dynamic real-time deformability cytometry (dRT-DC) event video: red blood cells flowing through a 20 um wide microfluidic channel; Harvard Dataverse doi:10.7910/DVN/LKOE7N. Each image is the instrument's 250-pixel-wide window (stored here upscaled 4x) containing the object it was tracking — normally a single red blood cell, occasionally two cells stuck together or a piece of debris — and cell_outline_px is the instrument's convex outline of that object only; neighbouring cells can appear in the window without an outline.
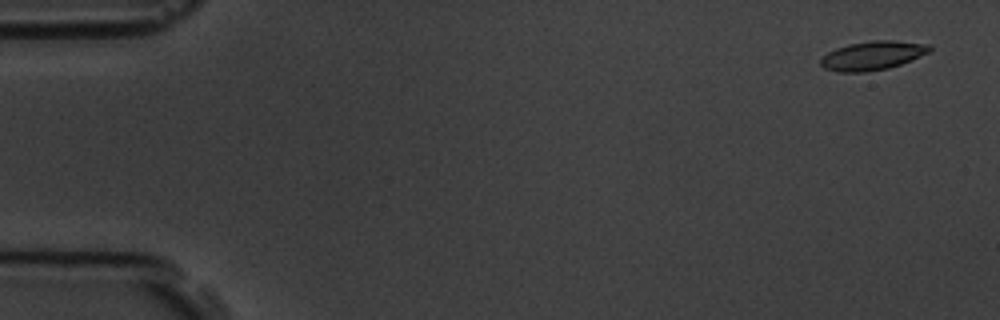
{"species": "common noctule bat (a hibernating species)", "species_latin": "Nyctalus noctula", "temperature_condition": "room temperature", "stored_images_in_passage": 5, "segment_of_instrument_passage": [2, 2], "camera_frame_rate_fps": 3000, "um_per_image_px": 0.085, "animal": {"sex": "male", "body_mass_g": 19.5, "forearm_length_mm": 54.6}, "frame": {"image": 1, "passage_image": 5, "time_ms": 5.333, "image_size_px": [1000, 320], "cell_outline_px": [[932, 48], [928, 52], [900, 64], [888, 68], [864, 72], [840, 72], [824, 68], [820, 64], [820, 60], [828, 52], [836, 48], [848, 44], [872, 40], [892, 40], [928, 44]], "centroid_in_image_um": [74.13, 4.71], "position_along_channel_um": 10.9, "area_um2": 18.09}}